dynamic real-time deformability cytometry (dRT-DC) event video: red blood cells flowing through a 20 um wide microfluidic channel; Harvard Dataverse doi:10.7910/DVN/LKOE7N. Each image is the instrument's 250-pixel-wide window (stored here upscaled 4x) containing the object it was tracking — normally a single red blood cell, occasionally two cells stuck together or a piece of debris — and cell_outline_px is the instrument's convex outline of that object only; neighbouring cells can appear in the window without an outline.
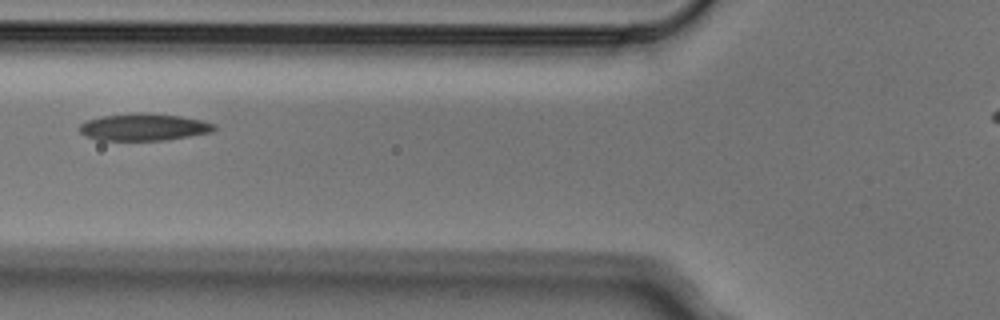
{"species": "Egyptian fruit bat (a non-hibernating species)", "species_latin": "Rousettus aegyptiacus", "temperature_condition": "cold", "stored_images_in_passage": 5, "camera_frame_rate_fps": 3000, "um_per_image_px": 0.085, "animal": {"sex": "male"}, "frame": {"image": 1, "passage_image": 4, "time_ms": 1.0, "image_size_px": [1000, 320], "cell_outline_px": [[216, 128], [212, 132], [164, 140], [96, 140], [84, 136], [80, 132], [80, 124], [88, 120], [104, 116], [136, 112], [148, 112], [180, 116], [200, 120], [216, 124]], "centroid_in_image_um": [12.21, 10.8], "position_along_channel_um": 113.6, "area_um2": 21.27}}
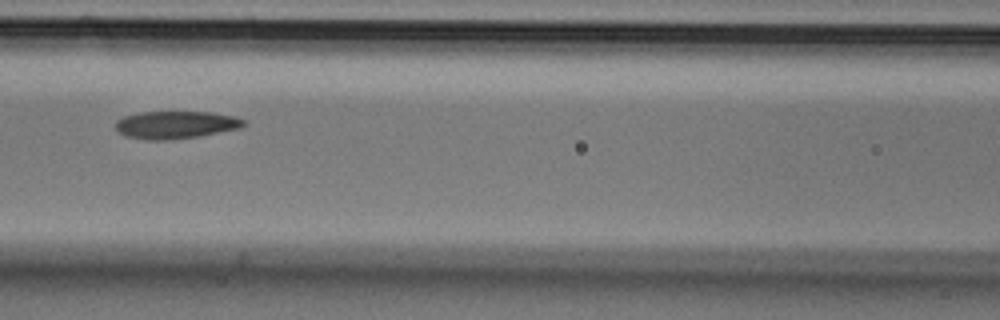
{"frame": {"image": 2, "passage_image": 5, "time_ms": 1.333, "image_size_px": [1000, 320], "cell_outline_px": [[248, 124], [244, 128], [200, 136], [172, 140], [148, 140], [124, 136], [116, 128], [116, 120], [124, 116], [140, 112], [212, 112], [236, 116], [244, 120]], "centroid_in_image_um": [15.0, 10.61], "position_along_channel_um": 151.6, "area_um2": 20.98}}